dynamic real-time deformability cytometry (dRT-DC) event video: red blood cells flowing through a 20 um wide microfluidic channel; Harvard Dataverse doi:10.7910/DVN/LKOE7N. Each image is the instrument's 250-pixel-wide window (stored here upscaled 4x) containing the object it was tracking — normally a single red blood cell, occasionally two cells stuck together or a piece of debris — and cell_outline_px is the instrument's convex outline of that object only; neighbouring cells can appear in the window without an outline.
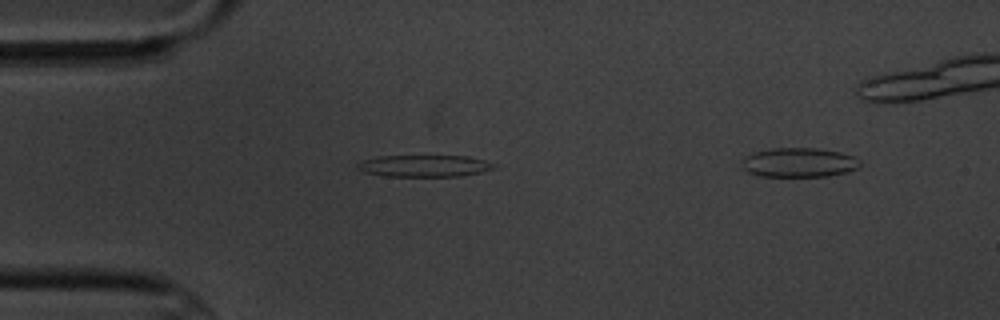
{"species": "common noctule bat (a hibernating species)", "species_latin": "Nyctalus noctula", "temperature_condition": "cold", "stored_images_in_passage": 2, "camera_frame_rate_fps": 3000, "um_per_image_px": 0.085, "animal": {"sex": "male", "body_mass_g": 20.1, "forearm_length_mm": 53.5}, "frame": {"image": 1, "passage_image": 1, "time_ms": 0.0, "image_size_px": [1000, 320], "cell_outline_px": [[500, 164], [492, 168], [480, 172], [460, 176], [380, 176], [364, 172], [356, 168], [356, 164], [360, 160], [380, 156], [468, 156]], "centroid_in_image_um": [36.03, 14.1], "position_along_channel_um": 49.0, "area_um2": 17.46}}